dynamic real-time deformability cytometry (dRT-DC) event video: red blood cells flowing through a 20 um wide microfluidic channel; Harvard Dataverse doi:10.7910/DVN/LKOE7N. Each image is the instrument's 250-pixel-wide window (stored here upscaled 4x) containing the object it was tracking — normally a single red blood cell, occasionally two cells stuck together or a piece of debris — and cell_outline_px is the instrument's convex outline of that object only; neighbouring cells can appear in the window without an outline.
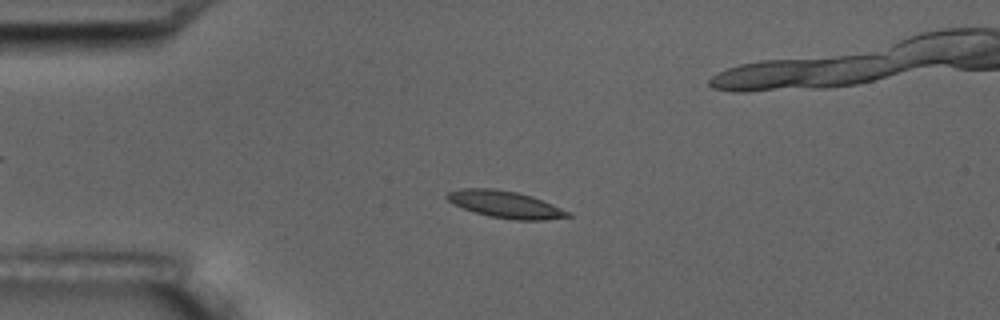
{"species": "common noctule bat (a hibernating species)", "species_latin": "Nyctalus noctula", "temperature_condition": "room temperature", "stored_images_in_passage": 7, "camera_frame_rate_fps": 3000, "um_per_image_px": 0.085, "animal": {"sex": "male", "body_mass_g": 17.5, "forearm_length_mm": 52.3}, "frame": {"image": 1, "passage_image": 4, "time_ms": 3.333, "image_size_px": [1000, 320], "cell_outline_px": [[572, 216], [544, 220], [512, 220], [488, 216], [452, 204], [444, 196], [448, 192], [460, 188], [496, 188], [516, 192], [532, 196], [572, 212]], "centroid_in_image_um": [42.96, 17.37], "position_along_channel_um": 42.0, "area_um2": 19.13}}